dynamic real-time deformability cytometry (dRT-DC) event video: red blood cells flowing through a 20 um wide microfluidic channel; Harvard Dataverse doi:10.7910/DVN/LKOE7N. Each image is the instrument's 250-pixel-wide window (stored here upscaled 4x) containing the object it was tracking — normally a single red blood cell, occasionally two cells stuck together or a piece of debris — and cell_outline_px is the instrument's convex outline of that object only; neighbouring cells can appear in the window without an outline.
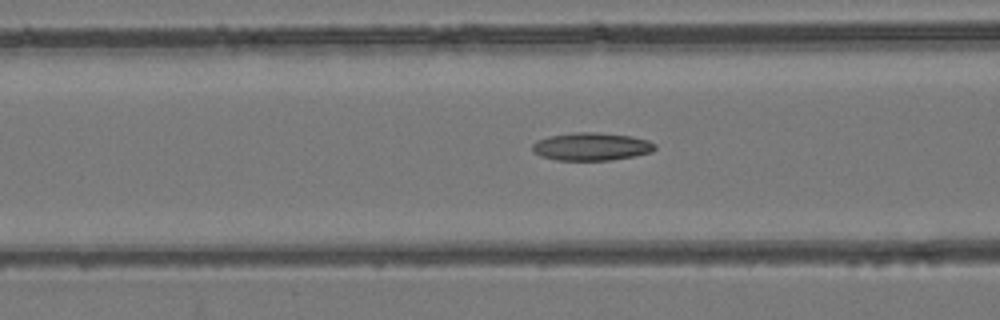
{"species": "common noctule bat (a hibernating species)", "species_latin": "Nyctalus noctula", "temperature_condition": "room temperature", "stored_images_in_passage": 54, "camera_frame_rate_fps": 3000, "um_per_image_px": 0.085, "animal": {"sex": "female", "body_mass_g": 24.6, "forearm_length_mm": 56.2}, "frame": {"image": 1, "passage_image": 22, "time_ms": 7.0, "image_size_px": [1000, 320], "cell_outline_px": [[656, 148], [652, 152], [636, 156], [612, 160], [556, 160], [540, 156], [532, 152], [532, 144], [536, 140], [548, 136], [572, 132], [596, 132], [632, 136], [648, 140], [656, 144]], "centroid_in_image_um": [50.26, 12.46], "position_along_channel_um": 116.3, "area_um2": 20.23}}
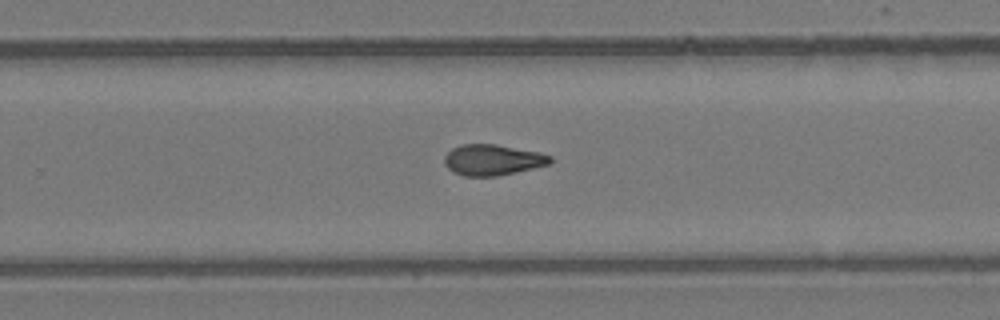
{"frame": {"image": 2, "passage_image": 35, "time_ms": 11.333, "image_size_px": [1000, 320], "cell_outline_px": [[552, 164], [516, 172], [496, 176], [464, 176], [452, 172], [444, 164], [444, 156], [452, 148], [460, 144], [496, 144], [540, 152], [552, 156]], "centroid_in_image_um": [41.88, 13.59], "position_along_channel_um": 287.9, "area_um2": 19.25}}
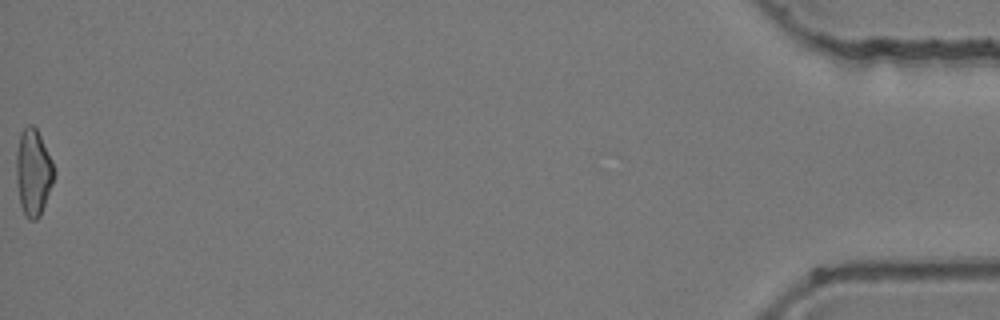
{"frame": {"image": 3, "passage_image": 54, "time_ms": 17.667, "image_size_px": [1000, 320], "cell_outline_px": [[56, 172], [52, 184], [40, 216], [36, 220], [28, 220], [20, 204], [16, 180], [16, 152], [20, 132], [28, 124], [32, 124], [36, 128], [52, 160]], "centroid_in_image_um": [2.82, 14.64], "position_along_channel_um": 432.4, "area_um2": 19.13}, "authors_computed_cell_mechanics": {"area_um2": 19.2474, "velocity_mm_per_s": 3.9659, "shape_relaxation_time_tau1_ms": null, "shape_relaxation_time_tau2_ms": 4.0081, "deformation_change_tau1": null, "deformation_change_tau2": 0.1183}}